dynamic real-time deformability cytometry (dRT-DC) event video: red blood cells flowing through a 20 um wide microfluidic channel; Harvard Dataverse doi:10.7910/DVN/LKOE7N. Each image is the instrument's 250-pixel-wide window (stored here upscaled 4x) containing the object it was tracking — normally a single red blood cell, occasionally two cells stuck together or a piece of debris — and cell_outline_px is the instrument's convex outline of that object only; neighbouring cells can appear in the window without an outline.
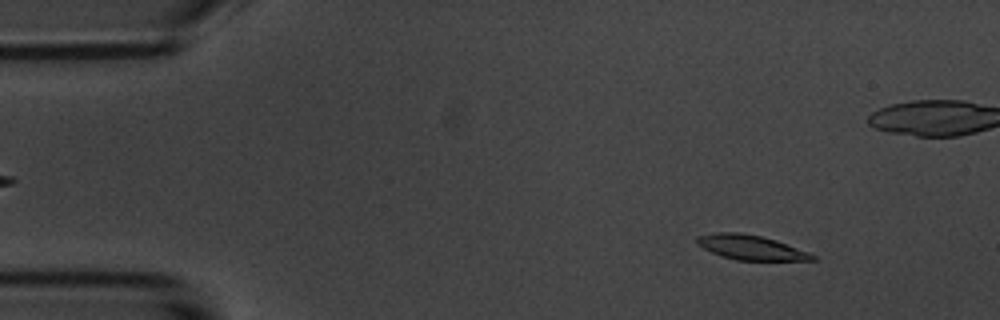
{"species": "common noctule bat (a hibernating species)", "species_latin": "Nyctalus noctula", "temperature_condition": "room temperature", "stored_images_in_passage": 55, "camera_frame_rate_fps": 3000, "um_per_image_px": 0.085, "animal": {"sex": "male", "body_mass_g": 20.1, "forearm_length_mm": 53.5}, "frame": {"image": 1, "passage_image": 6, "time_ms": 1.667, "image_size_px": [1000, 320], "cell_outline_px": [[816, 260], [736, 260], [712, 252], [696, 244], [696, 236], [716, 232], [740, 232], [760, 236], [776, 240], [808, 252], [816, 256]], "centroid_in_image_um": [63.8, 21.02], "position_along_channel_um": 21.2, "area_um2": 16.42}}
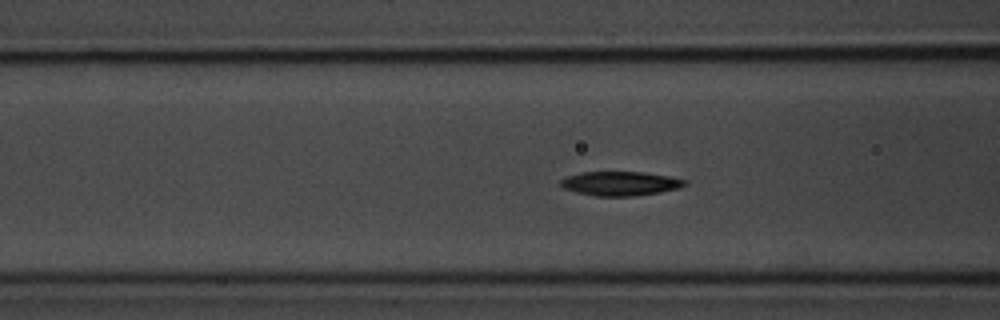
{"frame": {"image": 2, "passage_image": 20, "time_ms": 6.333, "image_size_px": [1000, 320], "cell_outline_px": [[688, 184], [680, 188], [660, 192], [636, 196], [596, 196], [576, 192], [564, 188], [560, 184], [560, 180], [568, 176], [580, 172], [644, 172], [668, 176], [688, 180]], "centroid_in_image_um": [52.76, 15.6], "position_along_channel_um": 113.8, "area_um2": 17.57}}
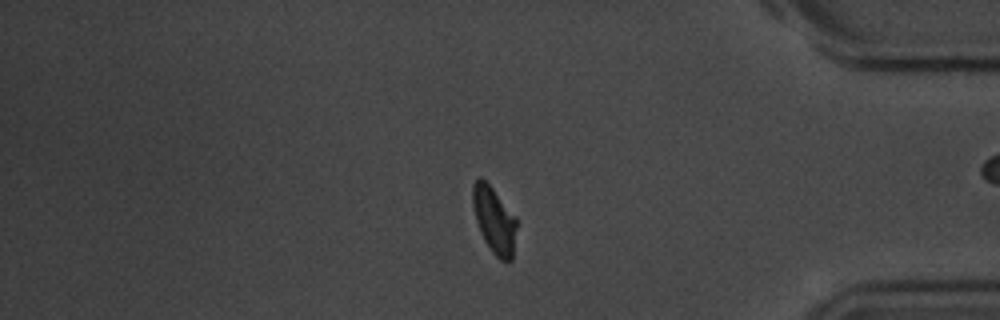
{"frame": {"image": 3, "passage_image": 45, "time_ms": 14.667, "image_size_px": [1000, 320], "cell_outline_px": [[516, 228], [512, 260], [508, 264], [500, 260], [492, 252], [484, 240], [480, 232], [476, 220], [472, 204], [472, 184], [480, 176], [492, 188], [516, 216]], "centroid_in_image_um": [42.0, 18.73], "position_along_channel_um": 393.2, "area_um2": 17.05}, "authors_computed_cell_mechanics": {"area_um2": 17.2822, "velocity_mm_per_s": 3.6767, "shape_relaxation_time_tau1_ms": 2.5858, "shape_relaxation_time_tau2_ms": 5.4097, "deformation_change_tau1": 0.1614, "deformation_change_tau2": 0.1081}}